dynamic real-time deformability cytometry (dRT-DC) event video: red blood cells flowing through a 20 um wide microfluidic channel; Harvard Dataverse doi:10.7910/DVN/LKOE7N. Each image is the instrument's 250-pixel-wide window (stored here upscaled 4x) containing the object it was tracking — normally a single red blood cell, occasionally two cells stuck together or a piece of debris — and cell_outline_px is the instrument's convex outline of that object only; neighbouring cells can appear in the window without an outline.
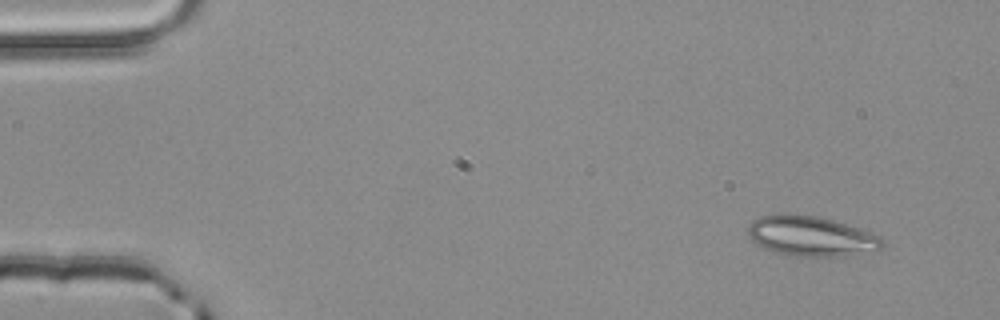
{"species": "common noctule bat (a hibernating species)", "species_latin": "Nyctalus noctula", "temperature_condition": "room temperature", "stored_images_in_passage": 4, "camera_frame_rate_fps": 3000, "um_per_image_px": 0.085, "animal": {"sex": "male", "body_mass_g": 20.4}, "frame": {"image": 1, "passage_image": 1, "time_ms": 0.0, "image_size_px": [1000, 320], "cell_outline_px": [[884, 248], [844, 256], [784, 256], [764, 248], [756, 244], [748, 236], [748, 224], [752, 220], [760, 216], [780, 212], [784, 212], [820, 216], [872, 232], [880, 236], [884, 240]], "centroid_in_image_um": [68.9, 20.05], "position_along_channel_um": 16.1, "area_um2": 32.02}}